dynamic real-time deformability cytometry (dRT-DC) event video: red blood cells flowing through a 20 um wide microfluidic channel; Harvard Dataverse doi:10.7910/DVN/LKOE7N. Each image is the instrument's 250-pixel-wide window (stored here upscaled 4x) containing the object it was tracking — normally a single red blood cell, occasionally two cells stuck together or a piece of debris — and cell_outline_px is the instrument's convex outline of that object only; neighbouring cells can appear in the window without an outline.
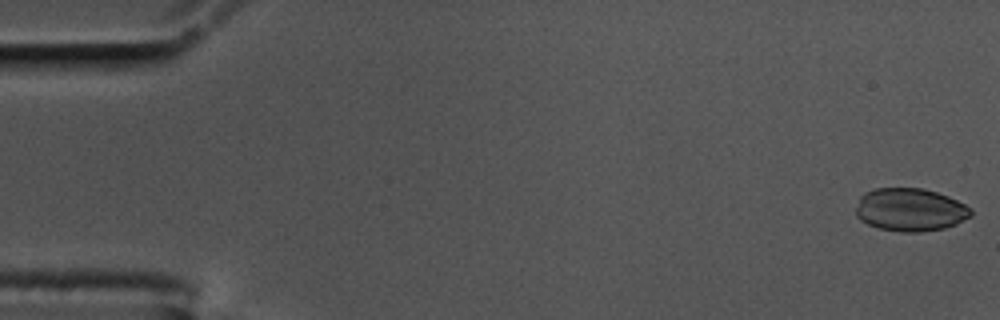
{"species": "common noctule bat (a hibernating species)", "species_latin": "Nyctalus noctula", "temperature_condition": "cold", "stored_images_in_passage": 57, "camera_frame_rate_fps": 3000, "um_per_image_px": 0.085, "animal": {"sex": "male", "body_mass_g": 17.5, "forearm_length_mm": 52.3}, "frame": {"image": 1, "passage_image": 1, "time_ms": 0.0, "image_size_px": [1000, 320], "cell_outline_px": [[972, 216], [956, 224], [944, 228], [920, 232], [900, 232], [880, 228], [868, 224], [860, 220], [856, 216], [856, 208], [860, 196], [864, 192], [876, 188], [924, 188], [948, 196], [972, 208]], "centroid_in_image_um": [77.37, 17.82], "position_along_channel_um": 7.6, "area_um2": 28.96}}
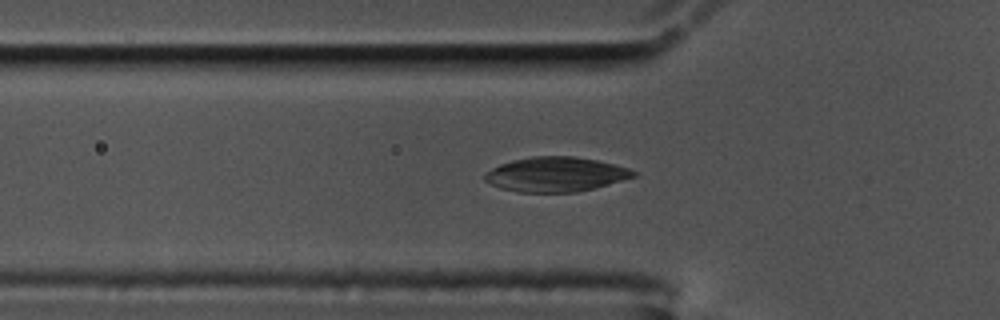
{"frame": {"image": 2, "passage_image": 19, "time_ms": 6.0, "image_size_px": [1000, 320], "cell_outline_px": [[636, 176], [608, 184], [576, 192], [520, 192], [500, 188], [484, 180], [484, 172], [500, 164], [512, 160], [532, 156], [572, 156], [596, 160], [628, 168], [636, 172]], "centroid_in_image_um": [47.19, 14.81], "position_along_channel_um": 78.6, "area_um2": 29.77}}
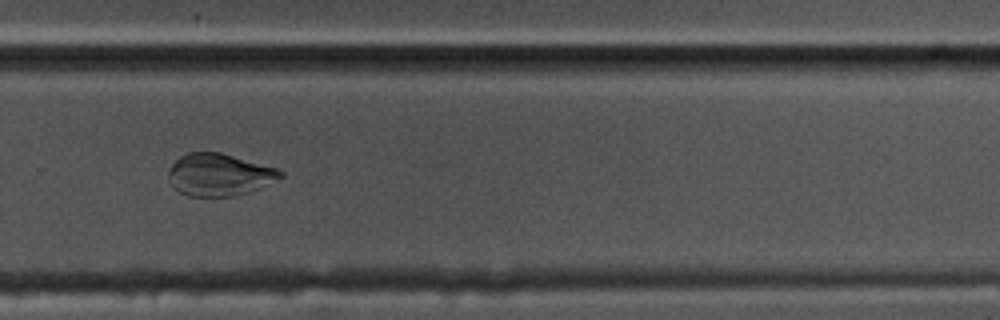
{"frame": {"image": 3, "passage_image": 39, "time_ms": 12.667, "image_size_px": [1000, 320], "cell_outline_px": [[284, 176], [260, 188], [236, 196], [188, 196], [172, 188], [168, 180], [168, 172], [172, 164], [180, 156], [188, 152], [220, 152], [276, 168], [284, 172]], "centroid_in_image_um": [18.61, 14.86], "position_along_channel_um": 311.2, "area_um2": 27.63}}